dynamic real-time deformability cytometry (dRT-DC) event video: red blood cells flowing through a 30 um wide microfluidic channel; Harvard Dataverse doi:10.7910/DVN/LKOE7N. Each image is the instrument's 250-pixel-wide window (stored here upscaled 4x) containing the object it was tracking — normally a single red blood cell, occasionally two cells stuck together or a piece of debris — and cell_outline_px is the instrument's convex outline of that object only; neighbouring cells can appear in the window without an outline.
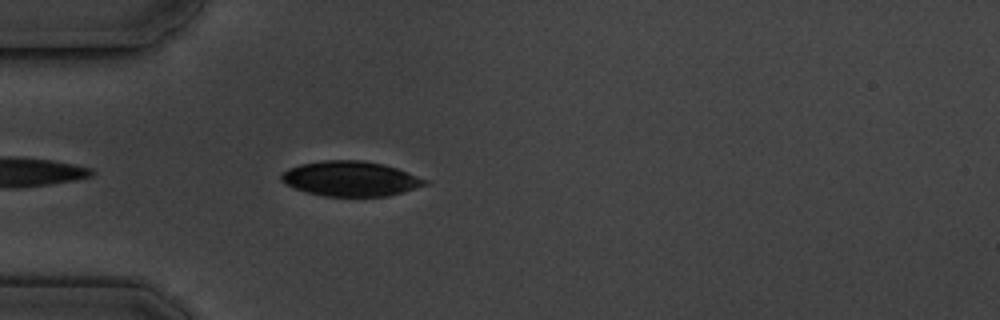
{"species": "common noctule bat (a hibernating species)", "species_latin": "Nyctalus noctula", "temperature_condition": "cold", "stored_images_in_passage": 4, "camera_frame_rate_fps": 3000, "um_per_image_px": 0.085, "animal": {"sex": "male", "body_mass_g": 19.5, "forearm_length_mm": 54.6}, "frame": {"image": 1, "passage_image": 4, "time_ms": 3.333, "image_size_px": [1000, 320], "cell_outline_px": [[428, 184], [404, 192], [388, 196], [324, 196], [308, 192], [296, 188], [280, 180], [280, 176], [288, 168], [300, 164], [324, 160], [364, 160], [384, 164], [396, 168], [428, 180]], "centroid_in_image_um": [29.82, 15.18], "position_along_channel_um": 55.2, "area_um2": 29.13}}